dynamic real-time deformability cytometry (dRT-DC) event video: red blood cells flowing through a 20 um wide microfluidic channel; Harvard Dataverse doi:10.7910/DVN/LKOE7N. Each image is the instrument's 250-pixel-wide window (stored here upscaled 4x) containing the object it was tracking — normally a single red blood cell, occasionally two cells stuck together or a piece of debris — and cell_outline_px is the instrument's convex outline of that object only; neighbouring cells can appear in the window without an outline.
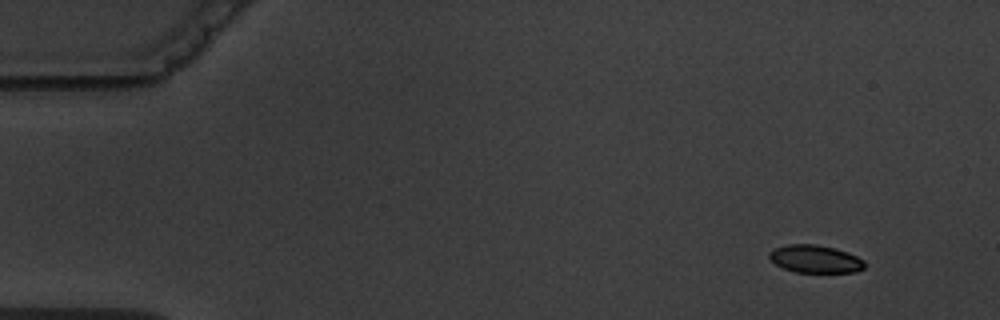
{"species": "common noctule bat (a hibernating species)", "species_latin": "Nyctalus noctula", "temperature_condition": "warm", "stored_images_in_passage": 2, "camera_frame_rate_fps": 3000, "um_per_image_px": 0.085, "animal": {"sex": "male", "body_mass_g": 19.5, "forearm_length_mm": 54.6}, "frame": {"image": 1, "passage_image": 1, "time_ms": 0.0, "image_size_px": [1000, 320], "cell_outline_px": [[868, 264], [864, 268], [856, 272], [796, 272], [784, 268], [776, 264], [768, 256], [768, 252], [776, 248], [788, 244], [816, 244], [848, 252], [864, 260]], "centroid_in_image_um": [69.33, 22.01], "position_along_channel_um": 15.7, "area_um2": 15.37}}